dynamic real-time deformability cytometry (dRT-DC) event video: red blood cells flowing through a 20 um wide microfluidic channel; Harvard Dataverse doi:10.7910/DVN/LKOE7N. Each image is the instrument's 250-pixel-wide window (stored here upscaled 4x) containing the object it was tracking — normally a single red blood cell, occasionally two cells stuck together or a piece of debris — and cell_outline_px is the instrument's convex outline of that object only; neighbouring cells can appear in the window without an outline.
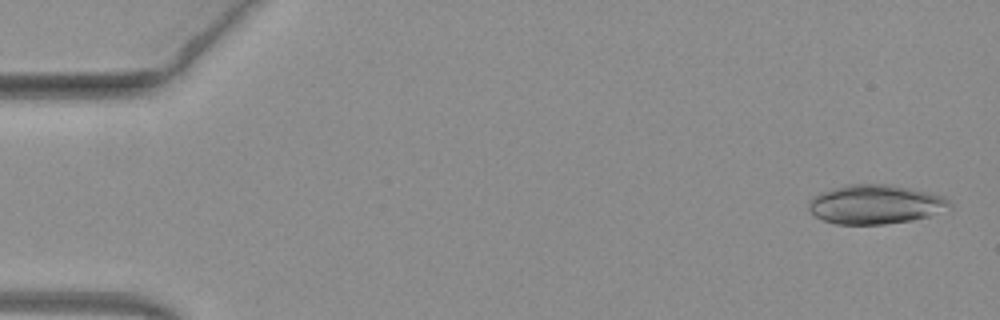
{"species": "common noctule bat (a hibernating species)", "species_latin": "Nyctalus noctula", "temperature_condition": "warm", "stored_images_in_passage": 50, "camera_frame_rate_fps": 3000, "um_per_image_px": 0.085, "animal": {"sex": "female", "body_mass_g": 19.3, "forearm_length_mm": 54.1}, "frame": {"image": 1, "passage_image": 2, "time_ms": 0.333, "image_size_px": [1000, 320], "cell_outline_px": [[952, 208], [928, 216], [912, 220], [884, 224], [836, 224], [824, 220], [816, 216], [808, 208], [808, 204], [820, 192], [844, 184], [892, 184], [928, 192], [944, 196], [952, 204]], "centroid_in_image_um": [74.44, 17.36], "position_along_channel_um": 10.6, "area_um2": 32.19}}
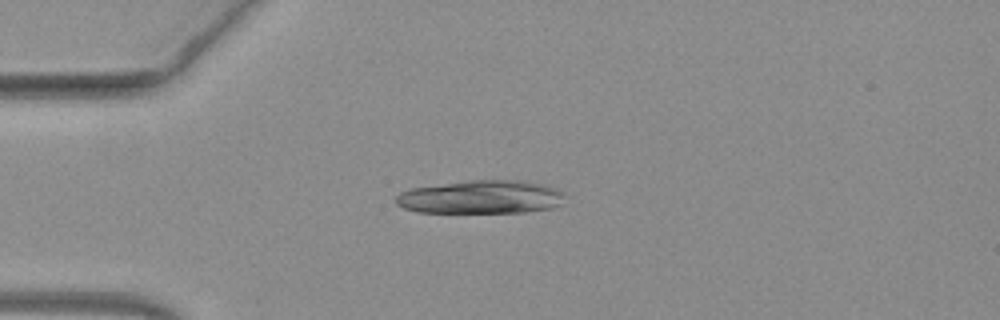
{"frame": {"image": 2, "passage_image": 13, "time_ms": 4.0, "image_size_px": [1000, 320], "cell_outline_px": [[560, 204], [552, 208], [524, 212], [416, 212], [404, 208], [396, 204], [396, 196], [400, 192], [412, 188], [468, 180], [520, 180], [544, 184], [560, 192]], "centroid_in_image_um": [40.81, 16.75], "position_along_channel_um": 44.2, "area_um2": 32.48}}